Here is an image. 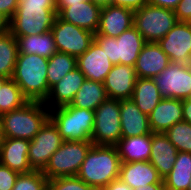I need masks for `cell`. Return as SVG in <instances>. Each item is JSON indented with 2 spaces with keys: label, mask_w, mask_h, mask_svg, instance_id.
<instances>
[{
  "label": "cell",
  "mask_w": 191,
  "mask_h": 190,
  "mask_svg": "<svg viewBox=\"0 0 191 190\" xmlns=\"http://www.w3.org/2000/svg\"><path fill=\"white\" fill-rule=\"evenodd\" d=\"M48 190H98L77 176L59 177L48 181Z\"/></svg>",
  "instance_id": "35"
},
{
  "label": "cell",
  "mask_w": 191,
  "mask_h": 190,
  "mask_svg": "<svg viewBox=\"0 0 191 190\" xmlns=\"http://www.w3.org/2000/svg\"><path fill=\"white\" fill-rule=\"evenodd\" d=\"M63 142L58 127L49 118L30 141L28 161L31 168L43 171Z\"/></svg>",
  "instance_id": "10"
},
{
  "label": "cell",
  "mask_w": 191,
  "mask_h": 190,
  "mask_svg": "<svg viewBox=\"0 0 191 190\" xmlns=\"http://www.w3.org/2000/svg\"><path fill=\"white\" fill-rule=\"evenodd\" d=\"M163 181L166 190H187L191 183V153L178 152L171 172Z\"/></svg>",
  "instance_id": "29"
},
{
  "label": "cell",
  "mask_w": 191,
  "mask_h": 190,
  "mask_svg": "<svg viewBox=\"0 0 191 190\" xmlns=\"http://www.w3.org/2000/svg\"><path fill=\"white\" fill-rule=\"evenodd\" d=\"M108 98L103 83L85 79L71 101L70 106L95 111Z\"/></svg>",
  "instance_id": "28"
},
{
  "label": "cell",
  "mask_w": 191,
  "mask_h": 190,
  "mask_svg": "<svg viewBox=\"0 0 191 190\" xmlns=\"http://www.w3.org/2000/svg\"><path fill=\"white\" fill-rule=\"evenodd\" d=\"M91 140L64 141L51 156L47 166L42 171L48 179L77 176L87 152L92 147Z\"/></svg>",
  "instance_id": "7"
},
{
  "label": "cell",
  "mask_w": 191,
  "mask_h": 190,
  "mask_svg": "<svg viewBox=\"0 0 191 190\" xmlns=\"http://www.w3.org/2000/svg\"><path fill=\"white\" fill-rule=\"evenodd\" d=\"M45 106L44 102L28 101L21 108L2 114L5 138L31 141L49 119V109Z\"/></svg>",
  "instance_id": "4"
},
{
  "label": "cell",
  "mask_w": 191,
  "mask_h": 190,
  "mask_svg": "<svg viewBox=\"0 0 191 190\" xmlns=\"http://www.w3.org/2000/svg\"><path fill=\"white\" fill-rule=\"evenodd\" d=\"M121 159L115 145L93 144L82 162L77 177L101 190L119 178Z\"/></svg>",
  "instance_id": "2"
},
{
  "label": "cell",
  "mask_w": 191,
  "mask_h": 190,
  "mask_svg": "<svg viewBox=\"0 0 191 190\" xmlns=\"http://www.w3.org/2000/svg\"><path fill=\"white\" fill-rule=\"evenodd\" d=\"M122 137L151 134L148 115L141 112L132 99L120 100Z\"/></svg>",
  "instance_id": "24"
},
{
  "label": "cell",
  "mask_w": 191,
  "mask_h": 190,
  "mask_svg": "<svg viewBox=\"0 0 191 190\" xmlns=\"http://www.w3.org/2000/svg\"><path fill=\"white\" fill-rule=\"evenodd\" d=\"M135 190H166L165 184H149L146 187H139Z\"/></svg>",
  "instance_id": "45"
},
{
  "label": "cell",
  "mask_w": 191,
  "mask_h": 190,
  "mask_svg": "<svg viewBox=\"0 0 191 190\" xmlns=\"http://www.w3.org/2000/svg\"><path fill=\"white\" fill-rule=\"evenodd\" d=\"M174 12L178 22H191V0H181Z\"/></svg>",
  "instance_id": "37"
},
{
  "label": "cell",
  "mask_w": 191,
  "mask_h": 190,
  "mask_svg": "<svg viewBox=\"0 0 191 190\" xmlns=\"http://www.w3.org/2000/svg\"><path fill=\"white\" fill-rule=\"evenodd\" d=\"M113 65L105 51L95 41L77 58V68L85 78L100 83H104Z\"/></svg>",
  "instance_id": "14"
},
{
  "label": "cell",
  "mask_w": 191,
  "mask_h": 190,
  "mask_svg": "<svg viewBox=\"0 0 191 190\" xmlns=\"http://www.w3.org/2000/svg\"><path fill=\"white\" fill-rule=\"evenodd\" d=\"M121 138L120 100L108 98L94 111L91 141L95 145H115Z\"/></svg>",
  "instance_id": "9"
},
{
  "label": "cell",
  "mask_w": 191,
  "mask_h": 190,
  "mask_svg": "<svg viewBox=\"0 0 191 190\" xmlns=\"http://www.w3.org/2000/svg\"><path fill=\"white\" fill-rule=\"evenodd\" d=\"M77 67V58L67 53L56 52L48 59L47 83L50 89L66 74Z\"/></svg>",
  "instance_id": "30"
},
{
  "label": "cell",
  "mask_w": 191,
  "mask_h": 190,
  "mask_svg": "<svg viewBox=\"0 0 191 190\" xmlns=\"http://www.w3.org/2000/svg\"><path fill=\"white\" fill-rule=\"evenodd\" d=\"M94 41L105 51L111 62L135 66L137 58L146 41L137 29L132 26L118 37L94 35Z\"/></svg>",
  "instance_id": "6"
},
{
  "label": "cell",
  "mask_w": 191,
  "mask_h": 190,
  "mask_svg": "<svg viewBox=\"0 0 191 190\" xmlns=\"http://www.w3.org/2000/svg\"><path fill=\"white\" fill-rule=\"evenodd\" d=\"M183 121L191 124V97L182 100Z\"/></svg>",
  "instance_id": "42"
},
{
  "label": "cell",
  "mask_w": 191,
  "mask_h": 190,
  "mask_svg": "<svg viewBox=\"0 0 191 190\" xmlns=\"http://www.w3.org/2000/svg\"><path fill=\"white\" fill-rule=\"evenodd\" d=\"M158 44L170 62L191 64V22H177Z\"/></svg>",
  "instance_id": "13"
},
{
  "label": "cell",
  "mask_w": 191,
  "mask_h": 190,
  "mask_svg": "<svg viewBox=\"0 0 191 190\" xmlns=\"http://www.w3.org/2000/svg\"><path fill=\"white\" fill-rule=\"evenodd\" d=\"M82 1H87V0H56V6H57V11L58 14L65 8L70 6V4H77Z\"/></svg>",
  "instance_id": "44"
},
{
  "label": "cell",
  "mask_w": 191,
  "mask_h": 190,
  "mask_svg": "<svg viewBox=\"0 0 191 190\" xmlns=\"http://www.w3.org/2000/svg\"><path fill=\"white\" fill-rule=\"evenodd\" d=\"M49 118L58 127L64 141L91 140L94 111L65 105L49 110Z\"/></svg>",
  "instance_id": "5"
},
{
  "label": "cell",
  "mask_w": 191,
  "mask_h": 190,
  "mask_svg": "<svg viewBox=\"0 0 191 190\" xmlns=\"http://www.w3.org/2000/svg\"><path fill=\"white\" fill-rule=\"evenodd\" d=\"M28 100L12 78H8L0 88V116L21 108Z\"/></svg>",
  "instance_id": "32"
},
{
  "label": "cell",
  "mask_w": 191,
  "mask_h": 190,
  "mask_svg": "<svg viewBox=\"0 0 191 190\" xmlns=\"http://www.w3.org/2000/svg\"><path fill=\"white\" fill-rule=\"evenodd\" d=\"M48 179L42 171L19 174L12 190H48Z\"/></svg>",
  "instance_id": "34"
},
{
  "label": "cell",
  "mask_w": 191,
  "mask_h": 190,
  "mask_svg": "<svg viewBox=\"0 0 191 190\" xmlns=\"http://www.w3.org/2000/svg\"><path fill=\"white\" fill-rule=\"evenodd\" d=\"M10 30V19L0 12V34H3Z\"/></svg>",
  "instance_id": "43"
},
{
  "label": "cell",
  "mask_w": 191,
  "mask_h": 190,
  "mask_svg": "<svg viewBox=\"0 0 191 190\" xmlns=\"http://www.w3.org/2000/svg\"><path fill=\"white\" fill-rule=\"evenodd\" d=\"M18 44V53L37 54L49 59L57 51L52 31L28 36H14Z\"/></svg>",
  "instance_id": "26"
},
{
  "label": "cell",
  "mask_w": 191,
  "mask_h": 190,
  "mask_svg": "<svg viewBox=\"0 0 191 190\" xmlns=\"http://www.w3.org/2000/svg\"><path fill=\"white\" fill-rule=\"evenodd\" d=\"M57 51L78 58L94 41V33L62 20L59 16L51 28Z\"/></svg>",
  "instance_id": "12"
},
{
  "label": "cell",
  "mask_w": 191,
  "mask_h": 190,
  "mask_svg": "<svg viewBox=\"0 0 191 190\" xmlns=\"http://www.w3.org/2000/svg\"><path fill=\"white\" fill-rule=\"evenodd\" d=\"M134 11L125 7L108 5L100 13V23L96 34L118 37L122 32L133 26Z\"/></svg>",
  "instance_id": "16"
},
{
  "label": "cell",
  "mask_w": 191,
  "mask_h": 190,
  "mask_svg": "<svg viewBox=\"0 0 191 190\" xmlns=\"http://www.w3.org/2000/svg\"><path fill=\"white\" fill-rule=\"evenodd\" d=\"M148 118L152 133H165L174 124L183 121L182 100L163 98Z\"/></svg>",
  "instance_id": "20"
},
{
  "label": "cell",
  "mask_w": 191,
  "mask_h": 190,
  "mask_svg": "<svg viewBox=\"0 0 191 190\" xmlns=\"http://www.w3.org/2000/svg\"><path fill=\"white\" fill-rule=\"evenodd\" d=\"M57 17L56 0H19L9 31L13 36L43 34L51 30Z\"/></svg>",
  "instance_id": "1"
},
{
  "label": "cell",
  "mask_w": 191,
  "mask_h": 190,
  "mask_svg": "<svg viewBox=\"0 0 191 190\" xmlns=\"http://www.w3.org/2000/svg\"><path fill=\"white\" fill-rule=\"evenodd\" d=\"M131 99L142 113L149 115L163 96L153 78H137Z\"/></svg>",
  "instance_id": "27"
},
{
  "label": "cell",
  "mask_w": 191,
  "mask_h": 190,
  "mask_svg": "<svg viewBox=\"0 0 191 190\" xmlns=\"http://www.w3.org/2000/svg\"><path fill=\"white\" fill-rule=\"evenodd\" d=\"M18 1L19 0H0V12L11 19L17 10Z\"/></svg>",
  "instance_id": "39"
},
{
  "label": "cell",
  "mask_w": 191,
  "mask_h": 190,
  "mask_svg": "<svg viewBox=\"0 0 191 190\" xmlns=\"http://www.w3.org/2000/svg\"><path fill=\"white\" fill-rule=\"evenodd\" d=\"M119 179L133 190L149 184H164L158 171L149 161L121 163Z\"/></svg>",
  "instance_id": "22"
},
{
  "label": "cell",
  "mask_w": 191,
  "mask_h": 190,
  "mask_svg": "<svg viewBox=\"0 0 191 190\" xmlns=\"http://www.w3.org/2000/svg\"><path fill=\"white\" fill-rule=\"evenodd\" d=\"M101 190H133V189L118 178L110 182L107 186H105Z\"/></svg>",
  "instance_id": "41"
},
{
  "label": "cell",
  "mask_w": 191,
  "mask_h": 190,
  "mask_svg": "<svg viewBox=\"0 0 191 190\" xmlns=\"http://www.w3.org/2000/svg\"><path fill=\"white\" fill-rule=\"evenodd\" d=\"M181 0H148L149 4L174 10Z\"/></svg>",
  "instance_id": "40"
},
{
  "label": "cell",
  "mask_w": 191,
  "mask_h": 190,
  "mask_svg": "<svg viewBox=\"0 0 191 190\" xmlns=\"http://www.w3.org/2000/svg\"><path fill=\"white\" fill-rule=\"evenodd\" d=\"M111 5L125 7L136 11L148 4V0H110Z\"/></svg>",
  "instance_id": "38"
},
{
  "label": "cell",
  "mask_w": 191,
  "mask_h": 190,
  "mask_svg": "<svg viewBox=\"0 0 191 190\" xmlns=\"http://www.w3.org/2000/svg\"><path fill=\"white\" fill-rule=\"evenodd\" d=\"M177 22L174 10L149 3L134 11L133 26L146 42L158 43Z\"/></svg>",
  "instance_id": "8"
},
{
  "label": "cell",
  "mask_w": 191,
  "mask_h": 190,
  "mask_svg": "<svg viewBox=\"0 0 191 190\" xmlns=\"http://www.w3.org/2000/svg\"><path fill=\"white\" fill-rule=\"evenodd\" d=\"M187 190H191V183L189 184V187H188V189Z\"/></svg>",
  "instance_id": "49"
},
{
  "label": "cell",
  "mask_w": 191,
  "mask_h": 190,
  "mask_svg": "<svg viewBox=\"0 0 191 190\" xmlns=\"http://www.w3.org/2000/svg\"><path fill=\"white\" fill-rule=\"evenodd\" d=\"M178 150L164 133H152L151 153L149 162L164 179L171 172L176 162Z\"/></svg>",
  "instance_id": "23"
},
{
  "label": "cell",
  "mask_w": 191,
  "mask_h": 190,
  "mask_svg": "<svg viewBox=\"0 0 191 190\" xmlns=\"http://www.w3.org/2000/svg\"><path fill=\"white\" fill-rule=\"evenodd\" d=\"M164 134L178 152L191 153V124L185 121L178 122Z\"/></svg>",
  "instance_id": "33"
},
{
  "label": "cell",
  "mask_w": 191,
  "mask_h": 190,
  "mask_svg": "<svg viewBox=\"0 0 191 190\" xmlns=\"http://www.w3.org/2000/svg\"><path fill=\"white\" fill-rule=\"evenodd\" d=\"M4 141H5L4 129H3L2 120L0 118V147Z\"/></svg>",
  "instance_id": "47"
},
{
  "label": "cell",
  "mask_w": 191,
  "mask_h": 190,
  "mask_svg": "<svg viewBox=\"0 0 191 190\" xmlns=\"http://www.w3.org/2000/svg\"><path fill=\"white\" fill-rule=\"evenodd\" d=\"M152 133L141 136L122 137L116 144L121 163L149 161Z\"/></svg>",
  "instance_id": "25"
},
{
  "label": "cell",
  "mask_w": 191,
  "mask_h": 190,
  "mask_svg": "<svg viewBox=\"0 0 191 190\" xmlns=\"http://www.w3.org/2000/svg\"><path fill=\"white\" fill-rule=\"evenodd\" d=\"M85 79L84 74L76 67L50 89L44 104L49 110L70 105Z\"/></svg>",
  "instance_id": "21"
},
{
  "label": "cell",
  "mask_w": 191,
  "mask_h": 190,
  "mask_svg": "<svg viewBox=\"0 0 191 190\" xmlns=\"http://www.w3.org/2000/svg\"><path fill=\"white\" fill-rule=\"evenodd\" d=\"M30 140L20 138H5L0 147V164L22 173L33 171L28 161Z\"/></svg>",
  "instance_id": "17"
},
{
  "label": "cell",
  "mask_w": 191,
  "mask_h": 190,
  "mask_svg": "<svg viewBox=\"0 0 191 190\" xmlns=\"http://www.w3.org/2000/svg\"><path fill=\"white\" fill-rule=\"evenodd\" d=\"M7 79H8L7 77L0 75V88H1V86L3 85V83H4Z\"/></svg>",
  "instance_id": "48"
},
{
  "label": "cell",
  "mask_w": 191,
  "mask_h": 190,
  "mask_svg": "<svg viewBox=\"0 0 191 190\" xmlns=\"http://www.w3.org/2000/svg\"><path fill=\"white\" fill-rule=\"evenodd\" d=\"M170 63L166 53L156 42H146L136 64L137 78H154L158 76Z\"/></svg>",
  "instance_id": "18"
},
{
  "label": "cell",
  "mask_w": 191,
  "mask_h": 190,
  "mask_svg": "<svg viewBox=\"0 0 191 190\" xmlns=\"http://www.w3.org/2000/svg\"><path fill=\"white\" fill-rule=\"evenodd\" d=\"M90 1L101 8L110 5V0H90Z\"/></svg>",
  "instance_id": "46"
},
{
  "label": "cell",
  "mask_w": 191,
  "mask_h": 190,
  "mask_svg": "<svg viewBox=\"0 0 191 190\" xmlns=\"http://www.w3.org/2000/svg\"><path fill=\"white\" fill-rule=\"evenodd\" d=\"M101 7L90 0L65 7L58 16L69 23L88 30L94 34L98 31Z\"/></svg>",
  "instance_id": "19"
},
{
  "label": "cell",
  "mask_w": 191,
  "mask_h": 190,
  "mask_svg": "<svg viewBox=\"0 0 191 190\" xmlns=\"http://www.w3.org/2000/svg\"><path fill=\"white\" fill-rule=\"evenodd\" d=\"M19 173L0 164V190H12Z\"/></svg>",
  "instance_id": "36"
},
{
  "label": "cell",
  "mask_w": 191,
  "mask_h": 190,
  "mask_svg": "<svg viewBox=\"0 0 191 190\" xmlns=\"http://www.w3.org/2000/svg\"><path fill=\"white\" fill-rule=\"evenodd\" d=\"M137 75L134 66L116 64L104 80V87L111 99H131Z\"/></svg>",
  "instance_id": "15"
},
{
  "label": "cell",
  "mask_w": 191,
  "mask_h": 190,
  "mask_svg": "<svg viewBox=\"0 0 191 190\" xmlns=\"http://www.w3.org/2000/svg\"><path fill=\"white\" fill-rule=\"evenodd\" d=\"M154 81L163 98L191 97V64L170 62Z\"/></svg>",
  "instance_id": "11"
},
{
  "label": "cell",
  "mask_w": 191,
  "mask_h": 190,
  "mask_svg": "<svg viewBox=\"0 0 191 190\" xmlns=\"http://www.w3.org/2000/svg\"><path fill=\"white\" fill-rule=\"evenodd\" d=\"M18 56L16 38L7 31L0 34V75L12 78Z\"/></svg>",
  "instance_id": "31"
},
{
  "label": "cell",
  "mask_w": 191,
  "mask_h": 190,
  "mask_svg": "<svg viewBox=\"0 0 191 190\" xmlns=\"http://www.w3.org/2000/svg\"><path fill=\"white\" fill-rule=\"evenodd\" d=\"M48 59L37 54L18 53L12 79L28 101L45 102L49 95Z\"/></svg>",
  "instance_id": "3"
}]
</instances>
